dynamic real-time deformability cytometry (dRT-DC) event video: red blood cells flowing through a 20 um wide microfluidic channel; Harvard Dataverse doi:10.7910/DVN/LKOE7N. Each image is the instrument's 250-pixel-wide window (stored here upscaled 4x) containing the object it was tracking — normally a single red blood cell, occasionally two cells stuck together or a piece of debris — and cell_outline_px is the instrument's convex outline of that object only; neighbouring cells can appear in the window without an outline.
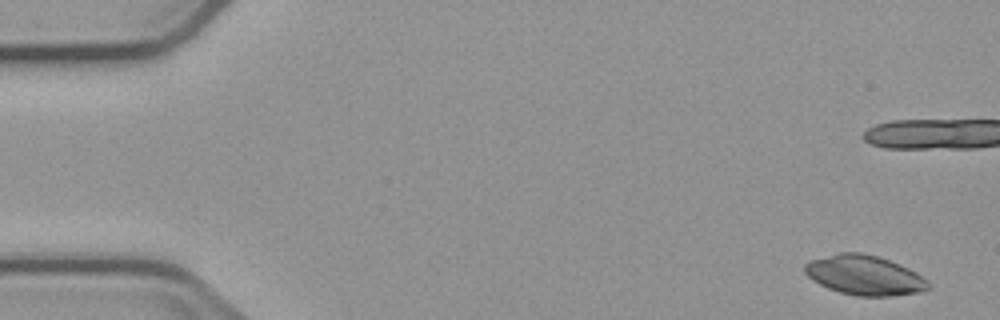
{"species": "common noctule bat (a hibernating species)", "species_latin": "Nyctalus noctula", "temperature_condition": "cold", "stored_images_in_passage": 7, "camera_frame_rate_fps": 3000, "um_per_image_px": 0.085, "animal": {"sex": "male", "body_mass_g": 23.1, "forearm_length_mm": 52.7}, "frame": {"image": 1, "passage_image": 1, "time_ms": 0.0, "image_size_px": [1000, 320], "cell_outline_px": [[932, 288], [920, 292], [888, 296], [856, 296], [840, 292], [828, 288], [812, 280], [804, 272], [804, 264], [812, 260], [840, 252], [860, 252], [876, 256], [888, 260], [908, 268], [916, 272], [928, 280], [932, 284]], "centroid_in_image_um": [73.51, 23.4], "position_along_channel_um": 11.5, "area_um2": 28.55}}
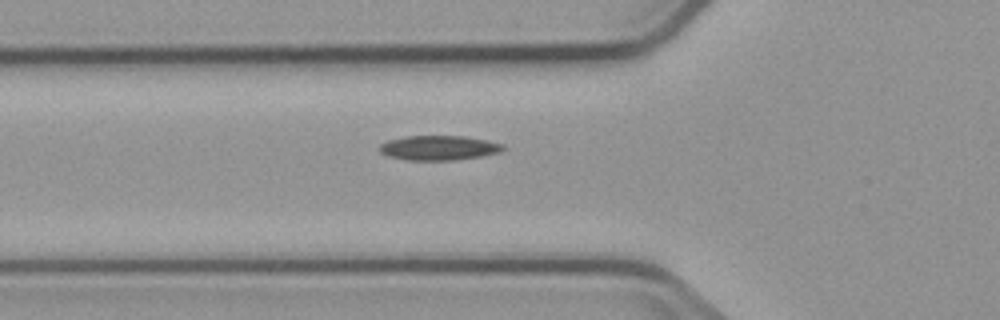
{"frame": {"image": 2, "passage_image": 7, "time_ms": 8.667, "image_size_px": [1000, 320], "cell_outline_px": [[504, 148], [496, 152], [480, 156], [452, 160], [408, 160], [388, 156], [380, 152], [380, 144], [388, 140], [404, 136], [464, 136], [504, 144]], "centroid_in_image_um": [37.24, 12.56], "position_along_channel_um": 88.6, "area_um2": 17.46}}